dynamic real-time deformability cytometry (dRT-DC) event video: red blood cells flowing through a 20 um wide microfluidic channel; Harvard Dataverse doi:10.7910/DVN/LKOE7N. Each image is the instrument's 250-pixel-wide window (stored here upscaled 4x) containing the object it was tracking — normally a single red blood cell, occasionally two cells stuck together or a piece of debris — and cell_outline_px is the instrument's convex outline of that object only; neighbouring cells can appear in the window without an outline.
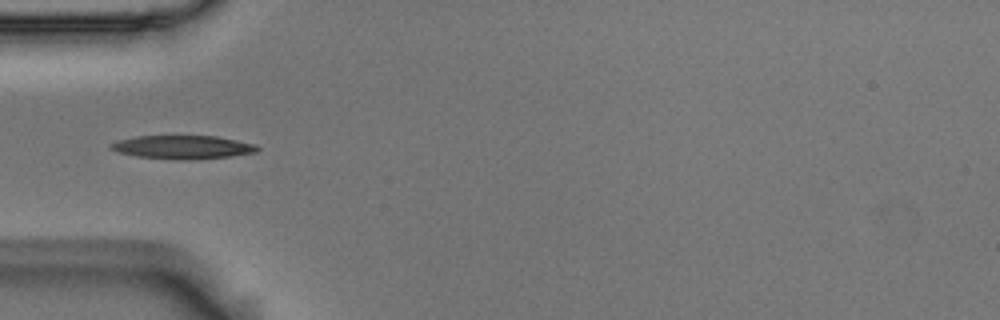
{"species": "Egyptian fruit bat (a non-hibernating species)", "species_latin": "Rousettus aegyptiacus", "temperature_condition": "room temperature", "stored_images_in_passage": 38, "camera_frame_rate_fps": 3000, "um_per_image_px": 0.085, "animal": {"sex": "male"}, "frame": {"image": 1, "passage_image": 1, "time_ms": 0.0, "image_size_px": [1000, 320], "cell_outline_px": [[260, 148], [256, 152], [228, 156], [188, 160], [184, 160], [136, 156], [120, 152], [108, 148], [108, 144], [116, 140], [136, 136], [216, 136], [256, 144]], "centroid_in_image_um": [15.49, 12.5], "position_along_channel_um": 69.5, "area_um2": 19.94}}
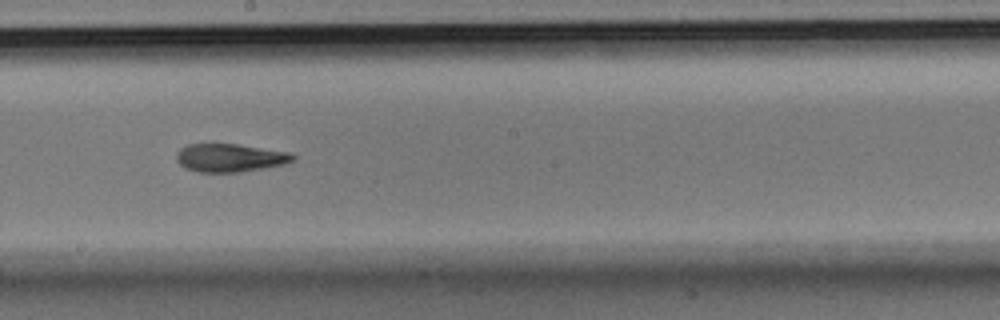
{"frame": {"image": 2, "passage_image": 14, "time_ms": 4.333, "image_size_px": [1000, 320], "cell_outline_px": [[296, 160], [284, 164], [264, 168], [240, 172], [196, 172], [184, 168], [176, 160], [176, 152], [180, 148], [188, 144], [212, 140], [292, 152], [296, 156]], "centroid_in_image_um": [19.51, 13.36], "position_along_channel_um": 228.7, "area_um2": 20.17}}
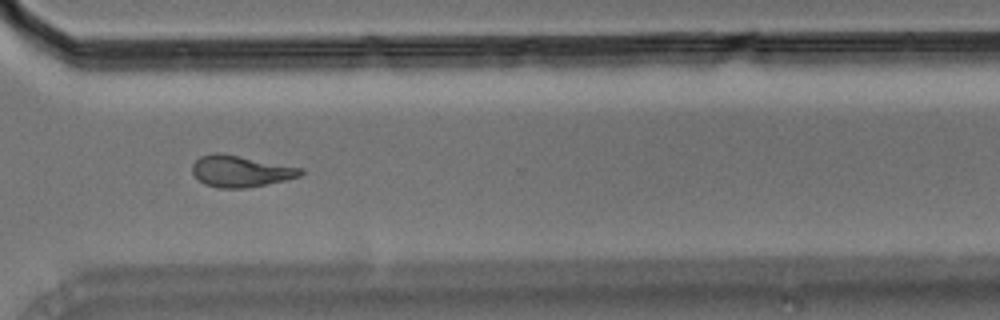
{"frame": {"image": 3, "passage_image": 24, "time_ms": 7.667, "image_size_px": [1000, 320], "cell_outline_px": [[304, 172], [300, 176], [284, 180], [244, 188], [220, 188], [204, 184], [192, 172], [192, 164], [200, 156], [212, 152], [220, 152], [304, 168]], "centroid_in_image_um": [20.44, 14.53], "position_along_channel_um": 350.2, "area_um2": 19.83}, "authors_computed_cell_mechanics": {"area_um2": 19.652, "velocity_mm_per_s": 3.6473, "shape_relaxation_time_tau1_ms": 5.4949, "shape_relaxation_time_tau2_ms": 4.3181, "deformation_change_tau1": 0.2013, "deformation_change_tau2": 0.1119}}